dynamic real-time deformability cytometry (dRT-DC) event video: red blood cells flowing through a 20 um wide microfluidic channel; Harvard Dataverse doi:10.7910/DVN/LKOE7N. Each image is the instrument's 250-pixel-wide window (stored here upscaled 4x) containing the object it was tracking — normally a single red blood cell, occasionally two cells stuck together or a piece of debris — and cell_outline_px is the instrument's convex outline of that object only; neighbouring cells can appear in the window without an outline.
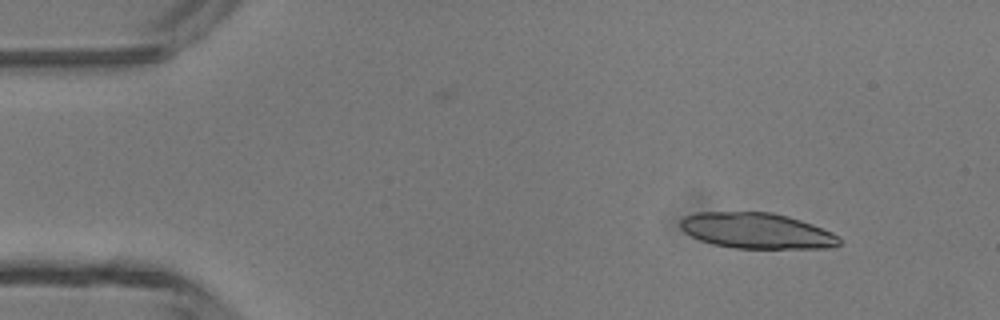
{"species": "common noctule bat (a hibernating species)", "species_latin": "Nyctalus noctula", "temperature_condition": "room temperature", "stored_images_in_passage": 27, "camera_frame_rate_fps": 3000, "um_per_image_px": 0.085, "animal": {"sex": "male", "body_mass_g": 13.3}, "frame": {"image": 1, "passage_image": 1, "time_ms": 0.0, "image_size_px": [1000, 320], "cell_outline_px": [[840, 244], [832, 248], [732, 248], [712, 244], [700, 240], [684, 232], [680, 228], [680, 220], [684, 216], [696, 212], [772, 212], [788, 216], [812, 224], [832, 232], [840, 236]], "centroid_in_image_um": [64.31, 19.61], "position_along_channel_um": 20.7, "area_um2": 33.23}}